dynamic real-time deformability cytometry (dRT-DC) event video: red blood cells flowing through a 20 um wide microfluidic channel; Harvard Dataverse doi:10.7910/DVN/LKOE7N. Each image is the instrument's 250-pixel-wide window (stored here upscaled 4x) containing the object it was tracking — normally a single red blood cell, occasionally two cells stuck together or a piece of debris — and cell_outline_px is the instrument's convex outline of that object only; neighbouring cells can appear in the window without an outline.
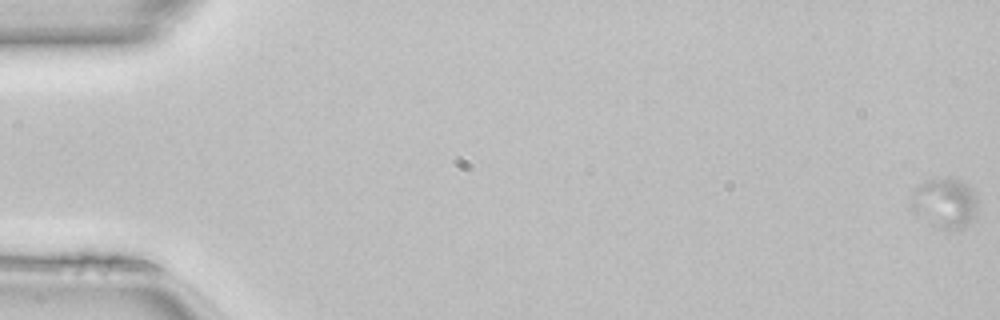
{"species": "common noctule bat (a hibernating species)", "species_latin": "Nyctalus noctula", "temperature_condition": "room temperature", "stored_images_in_passage": 9, "camera_frame_rate_fps": 3000, "um_per_image_px": 0.085, "animal": {"sex": "female", "body_mass_g": 22.7, "forearm_length_mm": 54.2}, "frame": {"image": 1, "passage_image": 1, "time_ms": 0.0, "image_size_px": [1000, 320], "cell_outline_px": [[980, 200], [976, 216], [972, 224], [964, 228], [944, 228], [916, 216], [912, 212], [908, 204], [912, 192], [916, 184], [924, 180], [960, 180], [968, 184], [976, 192]], "centroid_in_image_um": [80.33, 17.25], "position_along_channel_um": 4.7, "area_um2": 19.94}}